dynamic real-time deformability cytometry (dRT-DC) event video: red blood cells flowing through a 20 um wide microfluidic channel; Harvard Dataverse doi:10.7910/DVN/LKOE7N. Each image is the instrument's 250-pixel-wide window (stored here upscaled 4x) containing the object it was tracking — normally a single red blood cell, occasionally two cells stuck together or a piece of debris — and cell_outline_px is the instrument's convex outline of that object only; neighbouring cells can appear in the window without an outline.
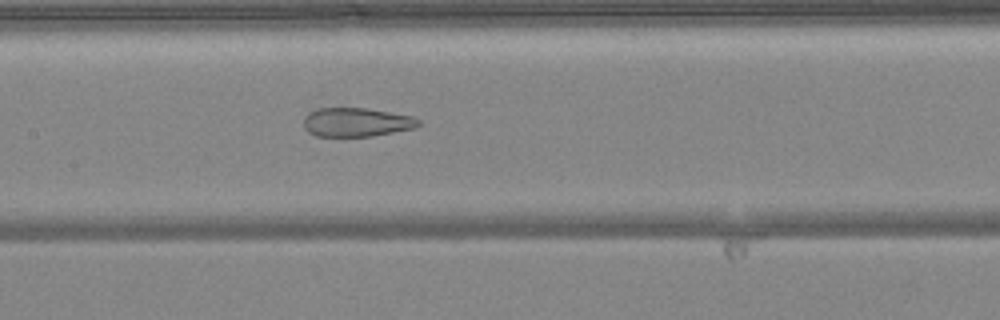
{"species": "common noctule bat (a hibernating species)", "species_latin": "Nyctalus noctula", "temperature_condition": "warm", "stored_images_in_passage": 50, "camera_frame_rate_fps": 3000, "um_per_image_px": 0.085, "animal": {"sex": "female", "body_mass_g": 24.6, "forearm_length_mm": 56.2}, "frame": {"image": 1, "passage_image": 24, "time_ms": 7.667, "image_size_px": [1000, 320], "cell_outline_px": [[420, 124], [416, 128], [372, 136], [316, 136], [308, 132], [304, 128], [304, 116], [308, 112], [320, 108], [368, 108], [412, 116], [420, 120]], "centroid_in_image_um": [30.3, 10.38], "position_along_channel_um": 177.1, "area_um2": 19.42}}
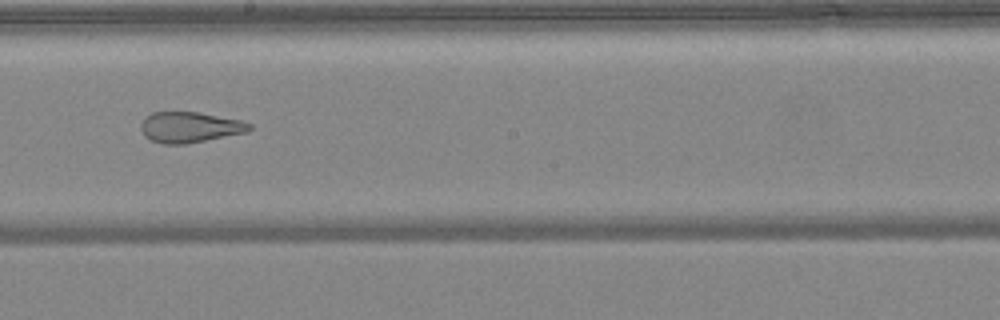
{"frame": {"image": 2, "passage_image": 28, "time_ms": 9.0, "image_size_px": [1000, 320], "cell_outline_px": [[252, 128], [248, 132], [184, 144], [160, 144], [144, 136], [140, 128], [140, 124], [144, 116], [152, 112], [200, 112], [244, 120], [252, 124]], "centroid_in_image_um": [16.14, 10.8], "position_along_channel_um": 232.1, "area_um2": 19.71}}
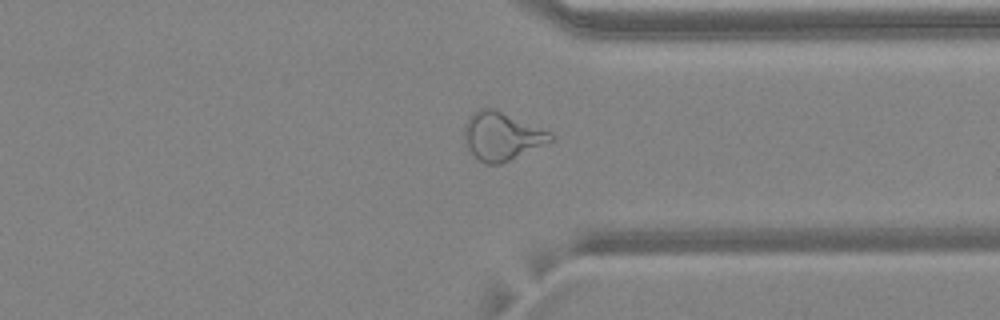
{"frame": {"image": 3, "passage_image": 38, "time_ms": 12.333, "image_size_px": [1000, 320], "cell_outline_px": [[556, 140], [500, 164], [484, 164], [468, 148], [464, 136], [464, 124], [472, 112], [480, 108], [492, 108], [552, 132], [556, 136]], "centroid_in_image_um": [42.68, 11.57], "position_along_channel_um": 368.7, "area_um2": 24.16}, "authors_computed_cell_mechanics": {"area_um2": 26.1256, "velocity_mm_per_s": 4.1463, "shape_relaxation_time_tau1_ms": null, "shape_relaxation_time_tau2_ms": 1.2952, "deformation_change_tau1": null, "deformation_change_tau2": 0.0972}}